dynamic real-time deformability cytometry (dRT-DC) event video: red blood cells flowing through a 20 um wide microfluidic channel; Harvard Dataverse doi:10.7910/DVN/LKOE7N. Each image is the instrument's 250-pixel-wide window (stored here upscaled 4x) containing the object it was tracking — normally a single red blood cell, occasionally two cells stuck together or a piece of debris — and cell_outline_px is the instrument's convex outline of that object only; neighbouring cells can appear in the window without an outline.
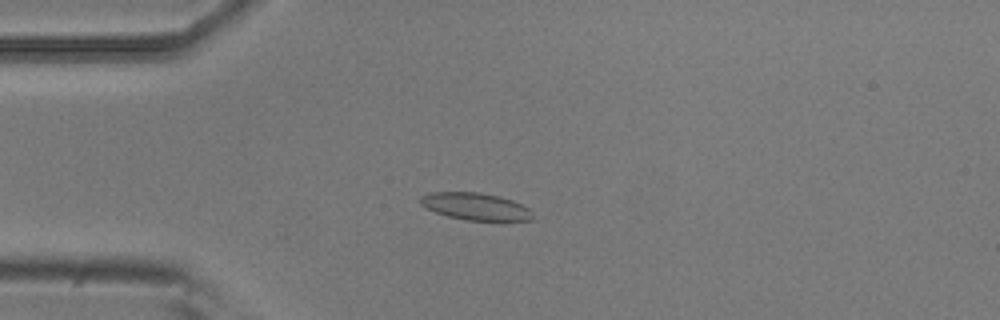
{"species": "common noctule bat (a hibernating species)", "species_latin": "Nyctalus noctula", "temperature_condition": "room temperature", "stored_images_in_passage": 4, "camera_frame_rate_fps": 3000, "um_per_image_px": 0.085, "animal": {"sex": "male", "body_mass_g": 20.5, "forearm_length_mm": 52.5}, "frame": {"image": 1, "passage_image": 4, "time_ms": 1.0, "image_size_px": [1000, 320], "cell_outline_px": [[536, 220], [464, 220], [448, 216], [436, 212], [420, 204], [420, 196], [432, 192], [480, 192], [500, 196], [512, 200], [528, 208]], "centroid_in_image_um": [40.42, 17.54], "position_along_channel_um": 44.6, "area_um2": 17.69}}